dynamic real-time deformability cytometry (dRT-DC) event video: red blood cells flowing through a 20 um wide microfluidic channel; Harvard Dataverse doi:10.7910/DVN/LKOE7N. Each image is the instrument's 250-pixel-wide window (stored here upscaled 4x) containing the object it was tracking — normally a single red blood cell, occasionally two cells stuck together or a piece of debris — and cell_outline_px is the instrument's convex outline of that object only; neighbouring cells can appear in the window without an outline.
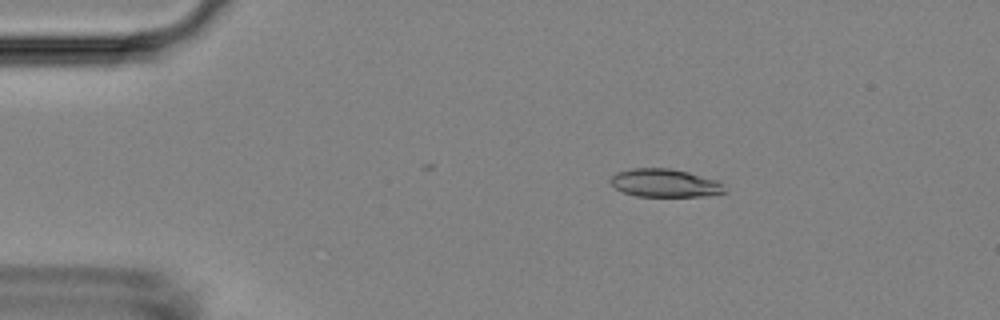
{"species": "Egyptian fruit bat (a non-hibernating species)", "species_latin": "Rousettus aegyptiacus", "temperature_condition": "room temperature", "stored_images_in_passage": 35, "camera_frame_rate_fps": 3000, "um_per_image_px": 0.085, "animal": {"sex": "female"}, "frame": {"image": 1, "passage_image": 9, "time_ms": 2.667, "image_size_px": [1000, 320], "cell_outline_px": [[728, 192], [704, 196], [636, 196], [624, 192], [616, 188], [608, 180], [616, 172], [632, 168], [668, 168], [688, 172], [716, 180], [724, 184], [728, 188]], "centroid_in_image_um": [56.54, 15.56], "position_along_channel_um": 28.5, "area_um2": 18.79}}
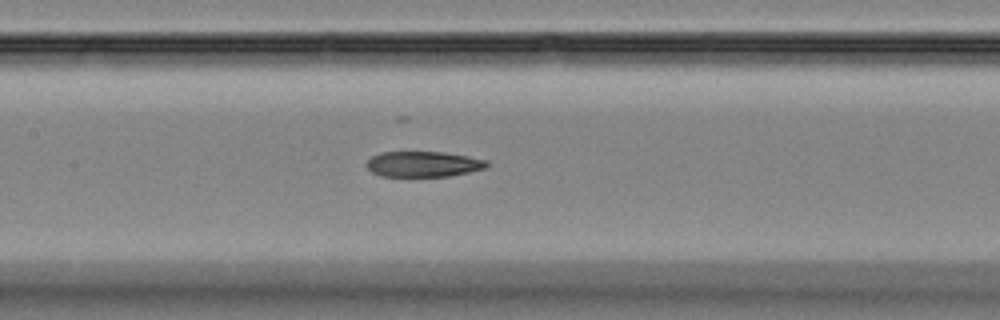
{"frame": {"image": 2, "passage_image": 25, "time_ms": 8.0, "image_size_px": [1000, 320], "cell_outline_px": [[488, 168], [448, 176], [380, 176], [372, 172], [364, 164], [372, 156], [380, 152], [444, 152], [468, 156], [488, 160]], "centroid_in_image_um": [35.98, 13.94], "position_along_channel_um": 171.4, "area_um2": 17.98}}
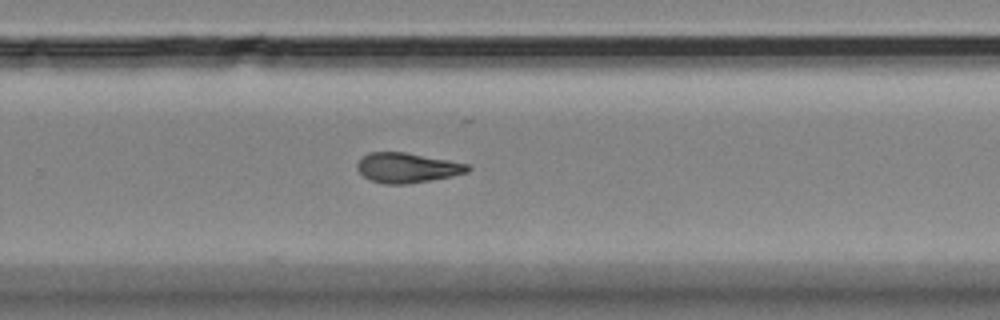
{"frame": {"image": 3, "passage_image": 35, "time_ms": 11.333, "image_size_px": [1000, 320], "cell_outline_px": [[472, 168], [468, 172], [452, 176], [432, 180], [408, 184], [384, 184], [372, 180], [364, 176], [356, 168], [356, 164], [368, 152], [404, 152], [448, 160], [468, 164]], "centroid_in_image_um": [34.62, 14.26], "position_along_channel_um": 295.2, "area_um2": 19.19}}